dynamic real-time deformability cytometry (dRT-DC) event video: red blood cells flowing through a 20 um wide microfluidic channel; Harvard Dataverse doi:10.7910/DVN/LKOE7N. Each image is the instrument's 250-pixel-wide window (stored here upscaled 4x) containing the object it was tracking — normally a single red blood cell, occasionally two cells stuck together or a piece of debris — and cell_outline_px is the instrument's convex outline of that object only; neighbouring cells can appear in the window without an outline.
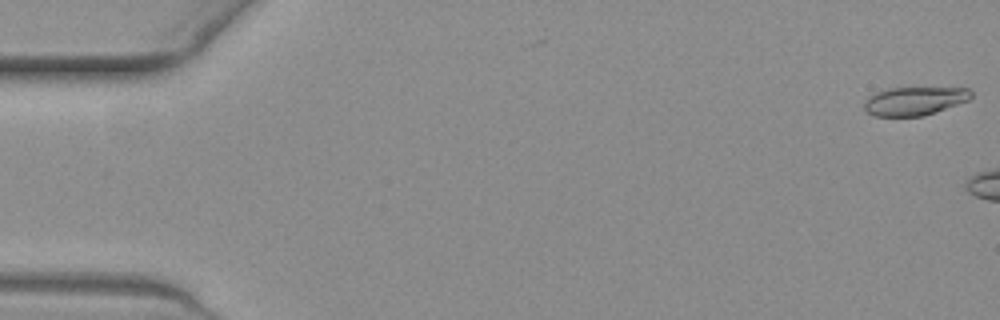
{"species": "common noctule bat (a hibernating species)", "species_latin": "Nyctalus noctula", "temperature_condition": "warm", "stored_images_in_passage": 5, "camera_frame_rate_fps": 3000, "um_per_image_px": 0.085, "animal": {"sex": "female", "body_mass_g": 19.3, "forearm_length_mm": 54.1}, "frame": {"image": 1, "passage_image": 1, "time_ms": 0.0, "image_size_px": [1000, 320], "cell_outline_px": [[972, 96], [968, 100], [936, 112], [924, 116], [872, 116], [864, 108], [864, 100], [868, 96], [876, 92], [888, 88], [968, 88], [972, 92]], "centroid_in_image_um": [77.7, 8.59], "position_along_channel_um": 7.3, "area_um2": 17.74}}